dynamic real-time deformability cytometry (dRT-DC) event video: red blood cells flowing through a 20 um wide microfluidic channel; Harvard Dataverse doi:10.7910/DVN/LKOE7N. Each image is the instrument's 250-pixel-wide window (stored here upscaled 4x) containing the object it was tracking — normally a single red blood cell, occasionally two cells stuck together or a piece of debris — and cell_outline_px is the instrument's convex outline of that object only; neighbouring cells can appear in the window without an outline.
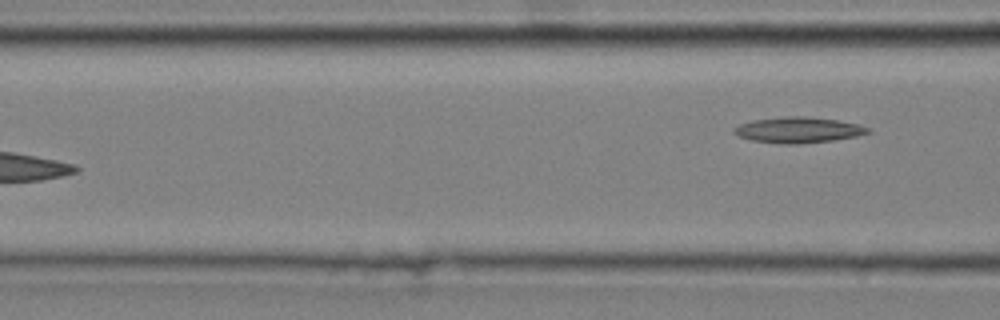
{"species": "common noctule bat (a hibernating species)", "species_latin": "Nyctalus noctula", "temperature_condition": "cold", "stored_images_in_passage": 6, "camera_frame_rate_fps": 3000, "um_per_image_px": 0.085, "animal": {"sex": "male", "body_mass_g": 20.4}, "frame": {"image": 1, "passage_image": 6, "time_ms": 1.667, "image_size_px": [1000, 320], "cell_outline_px": [[872, 132], [856, 136], [836, 140], [796, 144], [780, 144], [752, 140], [740, 136], [732, 132], [732, 128], [740, 124], [752, 120], [784, 116], [808, 116], [840, 120], [872, 128]], "centroid_in_image_um": [67.88, 11.04], "position_along_channel_um": 98.7, "area_um2": 20.35}}